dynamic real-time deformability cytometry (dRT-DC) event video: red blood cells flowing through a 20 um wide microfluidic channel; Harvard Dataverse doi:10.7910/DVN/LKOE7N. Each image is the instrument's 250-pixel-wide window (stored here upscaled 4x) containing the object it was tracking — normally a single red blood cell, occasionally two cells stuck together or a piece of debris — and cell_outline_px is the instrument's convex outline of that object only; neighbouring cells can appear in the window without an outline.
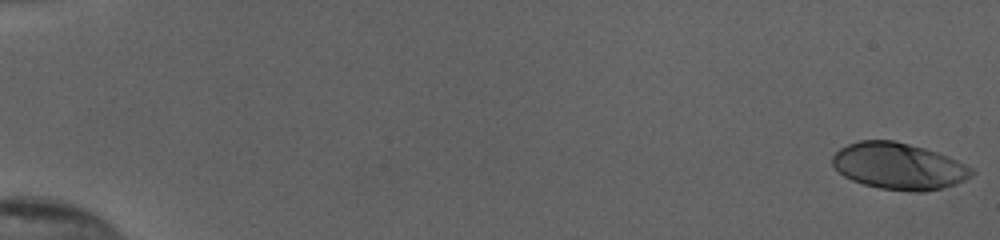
{"species": "human", "species_latin": "Homo sapiens", "temperature_condition": "cold", "stored_images_in_passage": 54, "camera_frame_rate_fps": 3000, "um_per_image_px": 0.085, "donor": {"sex": "female"}, "frame": {"image": 1, "passage_image": 1, "time_ms": 0.0, "image_size_px": [1000, 240], "cell_outline_px": [[976, 172], [972, 176], [956, 184], [924, 192], [916, 192], [880, 188], [864, 184], [852, 180], [844, 176], [832, 164], [832, 156], [840, 148], [848, 144], [860, 140], [896, 140], [924, 148], [948, 156], [972, 168]], "centroid_in_image_um": [76.4, 14.12], "position_along_channel_um": 8.6, "area_um2": 37.69}}
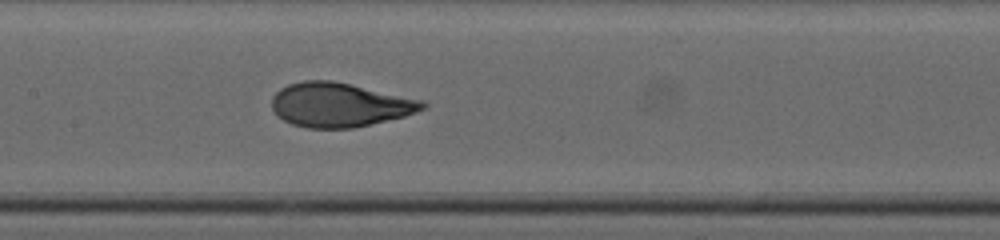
{"frame": {"image": 2, "passage_image": 29, "time_ms": 9.333, "image_size_px": [1000, 240], "cell_outline_px": [[428, 104], [424, 108], [416, 112], [404, 116], [352, 128], [308, 128], [292, 124], [284, 120], [272, 108], [272, 96], [280, 88], [288, 84], [304, 80], [332, 80], [424, 100]], "centroid_in_image_um": [28.86, 8.9], "position_along_channel_um": 178.5, "area_um2": 38.61}}
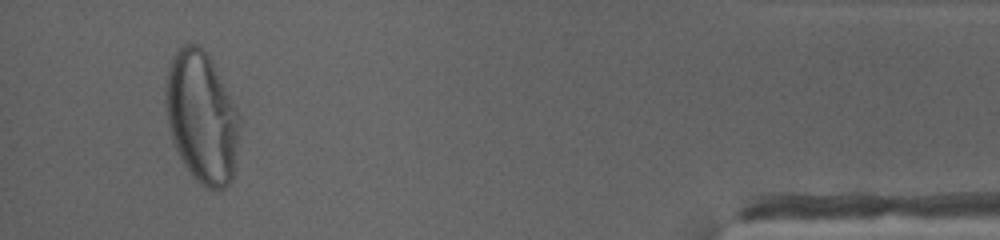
{"frame": {"image": 3, "passage_image": 52, "time_ms": 17.0, "image_size_px": [1000, 240], "cell_outline_px": [[236, 148], [232, 180], [224, 188], [216, 192], [200, 184], [192, 176], [184, 164], [172, 140], [164, 108], [164, 88], [168, 64], [172, 56], [184, 44], [196, 44], [204, 48], [212, 60], [236, 108]], "centroid_in_image_um": [17.07, 9.94], "position_along_channel_um": 418.1, "area_um2": 56.24}, "authors_computed_cell_mechanics": {"area_um2": 38.4659, "velocity_mm_per_s": 3.8683, "shape_relaxation_time_tau1_ms": 4.2435, "shape_relaxation_time_tau2_ms": null, "deformation_change_tau1": 0.2225, "deformation_change_tau2": null}}